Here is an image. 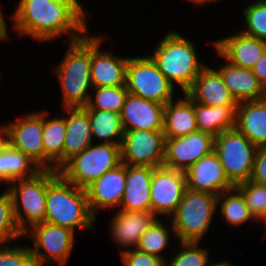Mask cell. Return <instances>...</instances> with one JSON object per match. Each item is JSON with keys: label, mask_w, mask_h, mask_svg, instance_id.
I'll return each mask as SVG.
<instances>
[{"label": "cell", "mask_w": 266, "mask_h": 266, "mask_svg": "<svg viewBox=\"0 0 266 266\" xmlns=\"http://www.w3.org/2000/svg\"><path fill=\"white\" fill-rule=\"evenodd\" d=\"M256 150L257 146L236 128L224 131L214 139V151L234 186L249 181Z\"/></svg>", "instance_id": "ba28073f"}, {"label": "cell", "mask_w": 266, "mask_h": 266, "mask_svg": "<svg viewBox=\"0 0 266 266\" xmlns=\"http://www.w3.org/2000/svg\"><path fill=\"white\" fill-rule=\"evenodd\" d=\"M208 266H234L233 264H231L228 260H226V261H218V262H216V263H212L211 265L210 264H208Z\"/></svg>", "instance_id": "7dc6e473"}, {"label": "cell", "mask_w": 266, "mask_h": 266, "mask_svg": "<svg viewBox=\"0 0 266 266\" xmlns=\"http://www.w3.org/2000/svg\"><path fill=\"white\" fill-rule=\"evenodd\" d=\"M217 205L216 195L186 188L170 220L176 238L180 242H201L211 228Z\"/></svg>", "instance_id": "8992f818"}, {"label": "cell", "mask_w": 266, "mask_h": 266, "mask_svg": "<svg viewBox=\"0 0 266 266\" xmlns=\"http://www.w3.org/2000/svg\"><path fill=\"white\" fill-rule=\"evenodd\" d=\"M22 238L23 233L18 228L14 217L11 194L5 190L0 194V248Z\"/></svg>", "instance_id": "d6a6232c"}, {"label": "cell", "mask_w": 266, "mask_h": 266, "mask_svg": "<svg viewBox=\"0 0 266 266\" xmlns=\"http://www.w3.org/2000/svg\"><path fill=\"white\" fill-rule=\"evenodd\" d=\"M165 136L163 131H124L120 144L121 162L130 166H163Z\"/></svg>", "instance_id": "8fae6325"}, {"label": "cell", "mask_w": 266, "mask_h": 266, "mask_svg": "<svg viewBox=\"0 0 266 266\" xmlns=\"http://www.w3.org/2000/svg\"><path fill=\"white\" fill-rule=\"evenodd\" d=\"M90 120L93 138L103 144L120 145L124 130L120 113L107 110H85Z\"/></svg>", "instance_id": "f1b7e54d"}, {"label": "cell", "mask_w": 266, "mask_h": 266, "mask_svg": "<svg viewBox=\"0 0 266 266\" xmlns=\"http://www.w3.org/2000/svg\"><path fill=\"white\" fill-rule=\"evenodd\" d=\"M185 176L187 188L216 196L235 187L226 177L214 150L191 165L185 171Z\"/></svg>", "instance_id": "2e32d148"}, {"label": "cell", "mask_w": 266, "mask_h": 266, "mask_svg": "<svg viewBox=\"0 0 266 266\" xmlns=\"http://www.w3.org/2000/svg\"><path fill=\"white\" fill-rule=\"evenodd\" d=\"M0 182L7 184L6 143L0 148Z\"/></svg>", "instance_id": "7bdbcfd3"}, {"label": "cell", "mask_w": 266, "mask_h": 266, "mask_svg": "<svg viewBox=\"0 0 266 266\" xmlns=\"http://www.w3.org/2000/svg\"><path fill=\"white\" fill-rule=\"evenodd\" d=\"M214 139L199 130L185 136L165 138L163 166L185 172L214 150Z\"/></svg>", "instance_id": "5bb4252c"}, {"label": "cell", "mask_w": 266, "mask_h": 266, "mask_svg": "<svg viewBox=\"0 0 266 266\" xmlns=\"http://www.w3.org/2000/svg\"><path fill=\"white\" fill-rule=\"evenodd\" d=\"M126 186V164L107 171L86 188L88 204L97 217L101 209L119 208Z\"/></svg>", "instance_id": "e0dca14e"}, {"label": "cell", "mask_w": 266, "mask_h": 266, "mask_svg": "<svg viewBox=\"0 0 266 266\" xmlns=\"http://www.w3.org/2000/svg\"><path fill=\"white\" fill-rule=\"evenodd\" d=\"M235 128L254 145H265L266 98L238 103Z\"/></svg>", "instance_id": "484cf974"}, {"label": "cell", "mask_w": 266, "mask_h": 266, "mask_svg": "<svg viewBox=\"0 0 266 266\" xmlns=\"http://www.w3.org/2000/svg\"><path fill=\"white\" fill-rule=\"evenodd\" d=\"M3 13L4 12L0 9V41H7L9 39L7 29L9 28H7V23Z\"/></svg>", "instance_id": "ee69618b"}, {"label": "cell", "mask_w": 266, "mask_h": 266, "mask_svg": "<svg viewBox=\"0 0 266 266\" xmlns=\"http://www.w3.org/2000/svg\"><path fill=\"white\" fill-rule=\"evenodd\" d=\"M149 166L126 165V186L119 209L135 212H151V178Z\"/></svg>", "instance_id": "7402d4cb"}, {"label": "cell", "mask_w": 266, "mask_h": 266, "mask_svg": "<svg viewBox=\"0 0 266 266\" xmlns=\"http://www.w3.org/2000/svg\"><path fill=\"white\" fill-rule=\"evenodd\" d=\"M243 195L253 218L259 221L266 219V185L252 181L242 182L235 186Z\"/></svg>", "instance_id": "8d00e7d4"}, {"label": "cell", "mask_w": 266, "mask_h": 266, "mask_svg": "<svg viewBox=\"0 0 266 266\" xmlns=\"http://www.w3.org/2000/svg\"><path fill=\"white\" fill-rule=\"evenodd\" d=\"M110 221V233L116 244L124 247L121 252L136 249L142 234L158 218L152 212L117 210ZM126 247V248H125Z\"/></svg>", "instance_id": "ffe728a7"}, {"label": "cell", "mask_w": 266, "mask_h": 266, "mask_svg": "<svg viewBox=\"0 0 266 266\" xmlns=\"http://www.w3.org/2000/svg\"><path fill=\"white\" fill-rule=\"evenodd\" d=\"M66 112V136L63 166L92 144V130L88 113L83 108H63Z\"/></svg>", "instance_id": "cb8c5ba5"}, {"label": "cell", "mask_w": 266, "mask_h": 266, "mask_svg": "<svg viewBox=\"0 0 266 266\" xmlns=\"http://www.w3.org/2000/svg\"><path fill=\"white\" fill-rule=\"evenodd\" d=\"M95 220L86 189L66 181L60 174L48 184L44 222L72 231L77 227L92 231Z\"/></svg>", "instance_id": "3957f363"}, {"label": "cell", "mask_w": 266, "mask_h": 266, "mask_svg": "<svg viewBox=\"0 0 266 266\" xmlns=\"http://www.w3.org/2000/svg\"><path fill=\"white\" fill-rule=\"evenodd\" d=\"M185 93L194 102L206 106L238 105L223 83L219 71L207 65Z\"/></svg>", "instance_id": "44dd1931"}, {"label": "cell", "mask_w": 266, "mask_h": 266, "mask_svg": "<svg viewBox=\"0 0 266 266\" xmlns=\"http://www.w3.org/2000/svg\"><path fill=\"white\" fill-rule=\"evenodd\" d=\"M179 243V251L174 252L167 266H208L210 258L207 247H199L198 242Z\"/></svg>", "instance_id": "d590c367"}, {"label": "cell", "mask_w": 266, "mask_h": 266, "mask_svg": "<svg viewBox=\"0 0 266 266\" xmlns=\"http://www.w3.org/2000/svg\"><path fill=\"white\" fill-rule=\"evenodd\" d=\"M165 105L163 133L165 138L185 136L198 130L194 101L186 94Z\"/></svg>", "instance_id": "d4e9b609"}, {"label": "cell", "mask_w": 266, "mask_h": 266, "mask_svg": "<svg viewBox=\"0 0 266 266\" xmlns=\"http://www.w3.org/2000/svg\"><path fill=\"white\" fill-rule=\"evenodd\" d=\"M249 181L266 185V144L257 146L253 170Z\"/></svg>", "instance_id": "ab89813d"}, {"label": "cell", "mask_w": 266, "mask_h": 266, "mask_svg": "<svg viewBox=\"0 0 266 266\" xmlns=\"http://www.w3.org/2000/svg\"><path fill=\"white\" fill-rule=\"evenodd\" d=\"M120 145L92 143L70 159L59 174L68 182L86 189L104 173L121 164Z\"/></svg>", "instance_id": "52a82bcc"}, {"label": "cell", "mask_w": 266, "mask_h": 266, "mask_svg": "<svg viewBox=\"0 0 266 266\" xmlns=\"http://www.w3.org/2000/svg\"><path fill=\"white\" fill-rule=\"evenodd\" d=\"M251 70L258 78L259 83L266 90V51L262 54Z\"/></svg>", "instance_id": "b9f144b4"}, {"label": "cell", "mask_w": 266, "mask_h": 266, "mask_svg": "<svg viewBox=\"0 0 266 266\" xmlns=\"http://www.w3.org/2000/svg\"><path fill=\"white\" fill-rule=\"evenodd\" d=\"M6 125V142L44 170L43 111L27 112Z\"/></svg>", "instance_id": "7c38bea8"}, {"label": "cell", "mask_w": 266, "mask_h": 266, "mask_svg": "<svg viewBox=\"0 0 266 266\" xmlns=\"http://www.w3.org/2000/svg\"><path fill=\"white\" fill-rule=\"evenodd\" d=\"M75 231L46 222L30 227L23 233V238H30L34 242L29 247L35 266L53 265L65 266L69 260L73 246Z\"/></svg>", "instance_id": "30bf717a"}, {"label": "cell", "mask_w": 266, "mask_h": 266, "mask_svg": "<svg viewBox=\"0 0 266 266\" xmlns=\"http://www.w3.org/2000/svg\"><path fill=\"white\" fill-rule=\"evenodd\" d=\"M95 95L90 96L84 110H107L121 113L128 95L126 86L118 87H93ZM94 97V98H93Z\"/></svg>", "instance_id": "1f68e13d"}, {"label": "cell", "mask_w": 266, "mask_h": 266, "mask_svg": "<svg viewBox=\"0 0 266 266\" xmlns=\"http://www.w3.org/2000/svg\"><path fill=\"white\" fill-rule=\"evenodd\" d=\"M47 114L43 111L44 170L59 171L63 167L66 116L48 119Z\"/></svg>", "instance_id": "4316f807"}, {"label": "cell", "mask_w": 266, "mask_h": 266, "mask_svg": "<svg viewBox=\"0 0 266 266\" xmlns=\"http://www.w3.org/2000/svg\"><path fill=\"white\" fill-rule=\"evenodd\" d=\"M54 67L61 86L62 108H84L93 88L90 75L91 35L69 42L62 61Z\"/></svg>", "instance_id": "7a4b0ae2"}, {"label": "cell", "mask_w": 266, "mask_h": 266, "mask_svg": "<svg viewBox=\"0 0 266 266\" xmlns=\"http://www.w3.org/2000/svg\"><path fill=\"white\" fill-rule=\"evenodd\" d=\"M102 37V35H91L90 75L92 85L93 87L126 86L129 57H118L112 51L100 50Z\"/></svg>", "instance_id": "9a60e30c"}, {"label": "cell", "mask_w": 266, "mask_h": 266, "mask_svg": "<svg viewBox=\"0 0 266 266\" xmlns=\"http://www.w3.org/2000/svg\"><path fill=\"white\" fill-rule=\"evenodd\" d=\"M165 224L166 223H163L160 218H157L142 234L137 249L150 255L163 258L166 262H168L161 252L163 249H167L169 241L171 240L170 236L172 235V237H176V234L172 224H170V229L166 228L167 225ZM170 232H172L171 235H169Z\"/></svg>", "instance_id": "4dcf8cb0"}, {"label": "cell", "mask_w": 266, "mask_h": 266, "mask_svg": "<svg viewBox=\"0 0 266 266\" xmlns=\"http://www.w3.org/2000/svg\"><path fill=\"white\" fill-rule=\"evenodd\" d=\"M238 105L206 106L194 102V112L198 130L214 138L236 126Z\"/></svg>", "instance_id": "83f0119b"}, {"label": "cell", "mask_w": 266, "mask_h": 266, "mask_svg": "<svg viewBox=\"0 0 266 266\" xmlns=\"http://www.w3.org/2000/svg\"><path fill=\"white\" fill-rule=\"evenodd\" d=\"M0 266H35L29 246L16 244L1 247Z\"/></svg>", "instance_id": "74e56055"}, {"label": "cell", "mask_w": 266, "mask_h": 266, "mask_svg": "<svg viewBox=\"0 0 266 266\" xmlns=\"http://www.w3.org/2000/svg\"><path fill=\"white\" fill-rule=\"evenodd\" d=\"M58 174L56 170H41L33 177L12 181L7 187L13 201L14 217L22 233L45 221L48 184Z\"/></svg>", "instance_id": "5b68a950"}, {"label": "cell", "mask_w": 266, "mask_h": 266, "mask_svg": "<svg viewBox=\"0 0 266 266\" xmlns=\"http://www.w3.org/2000/svg\"><path fill=\"white\" fill-rule=\"evenodd\" d=\"M120 256L124 266H167V262L163 258L150 255L137 248L121 252Z\"/></svg>", "instance_id": "f35d334b"}, {"label": "cell", "mask_w": 266, "mask_h": 266, "mask_svg": "<svg viewBox=\"0 0 266 266\" xmlns=\"http://www.w3.org/2000/svg\"><path fill=\"white\" fill-rule=\"evenodd\" d=\"M242 11L245 30L241 33L266 42V0H254Z\"/></svg>", "instance_id": "e575fe53"}, {"label": "cell", "mask_w": 266, "mask_h": 266, "mask_svg": "<svg viewBox=\"0 0 266 266\" xmlns=\"http://www.w3.org/2000/svg\"><path fill=\"white\" fill-rule=\"evenodd\" d=\"M6 143V124L0 126V148Z\"/></svg>", "instance_id": "bcb514c9"}, {"label": "cell", "mask_w": 266, "mask_h": 266, "mask_svg": "<svg viewBox=\"0 0 266 266\" xmlns=\"http://www.w3.org/2000/svg\"><path fill=\"white\" fill-rule=\"evenodd\" d=\"M217 70L237 103L266 98V90L251 69L237 67L226 61Z\"/></svg>", "instance_id": "603a6c76"}, {"label": "cell", "mask_w": 266, "mask_h": 266, "mask_svg": "<svg viewBox=\"0 0 266 266\" xmlns=\"http://www.w3.org/2000/svg\"><path fill=\"white\" fill-rule=\"evenodd\" d=\"M187 188L185 172L155 167L151 178V212L157 217H171L182 200Z\"/></svg>", "instance_id": "4fadbf2b"}, {"label": "cell", "mask_w": 266, "mask_h": 266, "mask_svg": "<svg viewBox=\"0 0 266 266\" xmlns=\"http://www.w3.org/2000/svg\"><path fill=\"white\" fill-rule=\"evenodd\" d=\"M216 53L230 64L252 69L266 51V42L245 35L240 31L232 36L212 41Z\"/></svg>", "instance_id": "d6986e66"}, {"label": "cell", "mask_w": 266, "mask_h": 266, "mask_svg": "<svg viewBox=\"0 0 266 266\" xmlns=\"http://www.w3.org/2000/svg\"><path fill=\"white\" fill-rule=\"evenodd\" d=\"M7 185L12 181L35 176L42 169L22 151L6 142Z\"/></svg>", "instance_id": "836d02e7"}, {"label": "cell", "mask_w": 266, "mask_h": 266, "mask_svg": "<svg viewBox=\"0 0 266 266\" xmlns=\"http://www.w3.org/2000/svg\"><path fill=\"white\" fill-rule=\"evenodd\" d=\"M174 87L149 55L129 58L126 88L130 94L166 105L176 99Z\"/></svg>", "instance_id": "9c48e42d"}, {"label": "cell", "mask_w": 266, "mask_h": 266, "mask_svg": "<svg viewBox=\"0 0 266 266\" xmlns=\"http://www.w3.org/2000/svg\"><path fill=\"white\" fill-rule=\"evenodd\" d=\"M150 57L165 77L174 86L179 85L183 93L206 66L199 60L193 42L173 29L164 34Z\"/></svg>", "instance_id": "277c9868"}, {"label": "cell", "mask_w": 266, "mask_h": 266, "mask_svg": "<svg viewBox=\"0 0 266 266\" xmlns=\"http://www.w3.org/2000/svg\"><path fill=\"white\" fill-rule=\"evenodd\" d=\"M52 2L66 6L87 28L86 12L78 0H50Z\"/></svg>", "instance_id": "60d3db41"}, {"label": "cell", "mask_w": 266, "mask_h": 266, "mask_svg": "<svg viewBox=\"0 0 266 266\" xmlns=\"http://www.w3.org/2000/svg\"><path fill=\"white\" fill-rule=\"evenodd\" d=\"M217 207L221 218L230 226L238 227L246 222H257L250 213L242 193L234 187L217 196ZM220 204V205H219Z\"/></svg>", "instance_id": "f546056e"}, {"label": "cell", "mask_w": 266, "mask_h": 266, "mask_svg": "<svg viewBox=\"0 0 266 266\" xmlns=\"http://www.w3.org/2000/svg\"><path fill=\"white\" fill-rule=\"evenodd\" d=\"M11 15L13 30L20 36H30L47 42L62 35L70 42L82 38L87 27L64 5L50 0H19Z\"/></svg>", "instance_id": "6da1fadb"}, {"label": "cell", "mask_w": 266, "mask_h": 266, "mask_svg": "<svg viewBox=\"0 0 266 266\" xmlns=\"http://www.w3.org/2000/svg\"><path fill=\"white\" fill-rule=\"evenodd\" d=\"M215 1L217 2V0H190V2H192L195 7H202L204 5L208 6V4H213V2L215 3ZM219 1L220 0H218V2Z\"/></svg>", "instance_id": "f6af8a7d"}, {"label": "cell", "mask_w": 266, "mask_h": 266, "mask_svg": "<svg viewBox=\"0 0 266 266\" xmlns=\"http://www.w3.org/2000/svg\"><path fill=\"white\" fill-rule=\"evenodd\" d=\"M165 105L128 93L120 117L124 131H163Z\"/></svg>", "instance_id": "ac0fdd59"}]
</instances>
